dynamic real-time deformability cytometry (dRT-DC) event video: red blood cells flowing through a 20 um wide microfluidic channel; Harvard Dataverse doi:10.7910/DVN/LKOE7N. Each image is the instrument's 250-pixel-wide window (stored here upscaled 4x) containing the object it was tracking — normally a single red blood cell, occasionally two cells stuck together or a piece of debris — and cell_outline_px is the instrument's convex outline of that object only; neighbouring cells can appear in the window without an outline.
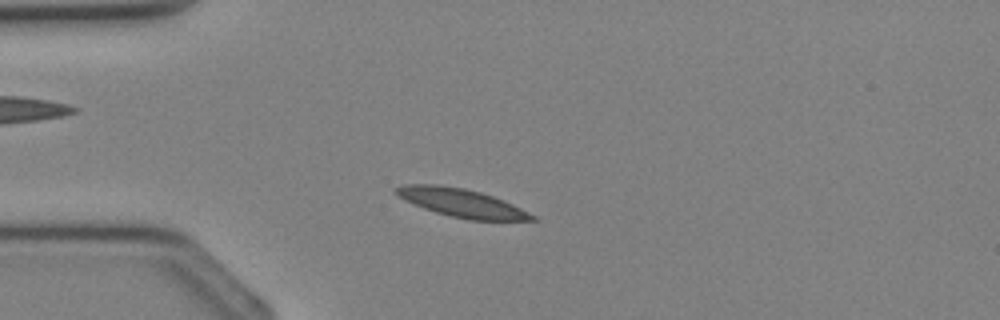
{"species": "Egyptian fruit bat (a non-hibernating species)", "species_latin": "Rousettus aegyptiacus", "temperature_condition": "cold", "stored_images_in_passage": 31, "camera_frame_rate_fps": 3000, "um_per_image_px": 0.085, "animal": {"sex": "female"}, "frame": {"image": 1, "passage_image": 4, "time_ms": 1.0, "image_size_px": [1000, 320], "cell_outline_px": [[540, 220], [468, 220], [436, 212], [424, 208], [404, 200], [392, 192], [396, 188], [404, 184], [436, 184], [464, 188], [480, 192], [504, 200], [536, 216]], "centroid_in_image_um": [39.22, 17.24], "position_along_channel_um": 45.8, "area_um2": 22.31}}
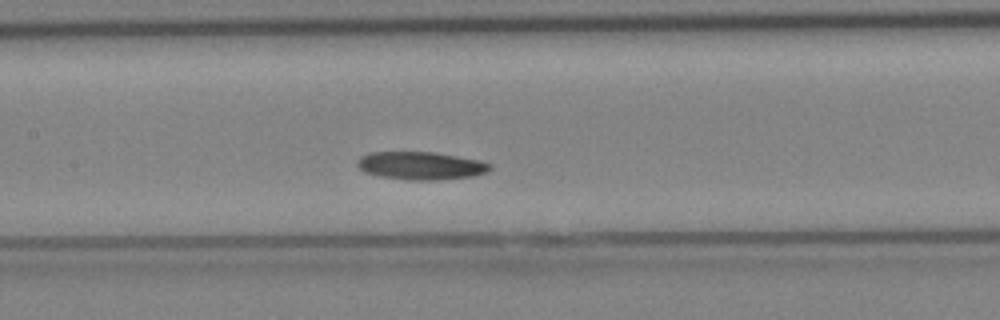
{"frame": {"image": 2, "passage_image": 12, "time_ms": 3.667, "image_size_px": [1000, 320], "cell_outline_px": [[492, 168], [488, 172], [472, 176], [436, 180], [408, 180], [380, 176], [364, 172], [356, 164], [356, 160], [360, 156], [368, 152], [432, 152], [480, 160], [492, 164]], "centroid_in_image_um": [35.75, 14.08], "position_along_channel_um": 171.6, "area_um2": 21.68}}
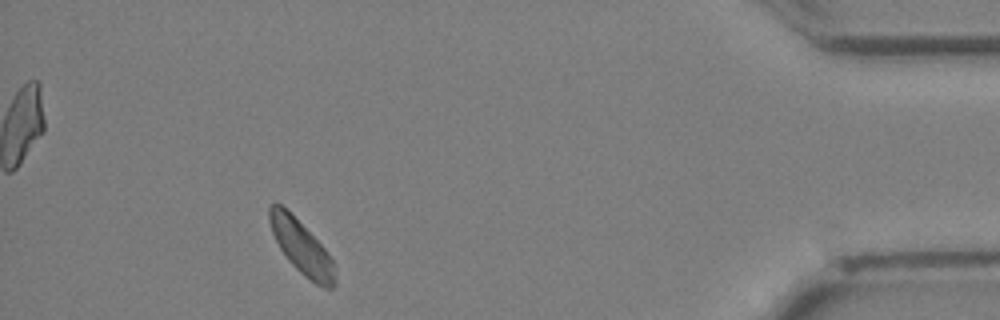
{"frame": {"image": 3, "passage_image": 28, "time_ms": 9.0, "image_size_px": [1000, 320], "cell_outline_px": [[336, 284], [332, 288], [324, 288], [316, 284], [304, 276], [288, 260], [280, 248], [272, 232], [268, 220], [268, 208], [272, 204], [280, 204], [328, 252], [332, 260], [336, 280]], "centroid_in_image_um": [25.62, 21.06], "position_along_channel_um": 409.6, "area_um2": 19.77}}